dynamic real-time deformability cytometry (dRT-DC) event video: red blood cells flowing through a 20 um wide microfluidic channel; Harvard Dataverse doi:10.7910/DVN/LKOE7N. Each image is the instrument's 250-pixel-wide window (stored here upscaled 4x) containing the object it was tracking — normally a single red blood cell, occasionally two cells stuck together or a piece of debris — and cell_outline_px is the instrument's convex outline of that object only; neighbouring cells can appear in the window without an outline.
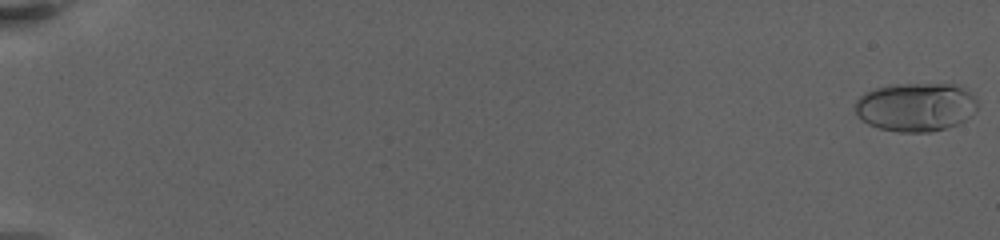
{"species": "human", "species_latin": "Homo sapiens", "temperature_condition": "warm", "stored_images_in_passage": 106, "camera_frame_rate_fps": 3000, "um_per_image_px": 0.085, "donor": {"sex": "female"}, "frame": {"image": 1, "passage_image": 1, "time_ms": 0.0, "image_size_px": [1000, 240], "cell_outline_px": [[976, 112], [964, 120], [956, 124], [932, 132], [900, 132], [880, 128], [868, 124], [856, 112], [856, 100], [864, 92], [876, 88], [896, 84], [960, 84], [976, 100]], "centroid_in_image_um": [77.85, 9.09], "position_along_channel_um": 7.1, "area_um2": 34.51}}
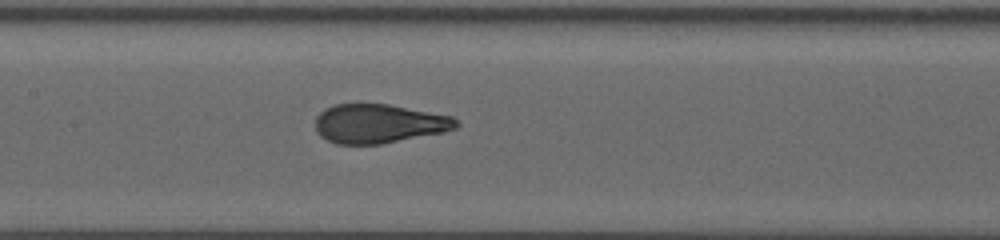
{"frame": {"image": 2, "passage_image": 69, "time_ms": 12.0, "image_size_px": [1000, 240], "cell_outline_px": [[460, 124], [456, 128], [444, 132], [380, 144], [336, 144], [320, 136], [316, 132], [316, 116], [324, 108], [336, 104], [388, 104], [452, 116]], "centroid_in_image_um": [32.19, 10.51], "position_along_channel_um": 175.2, "area_um2": 32.02}}
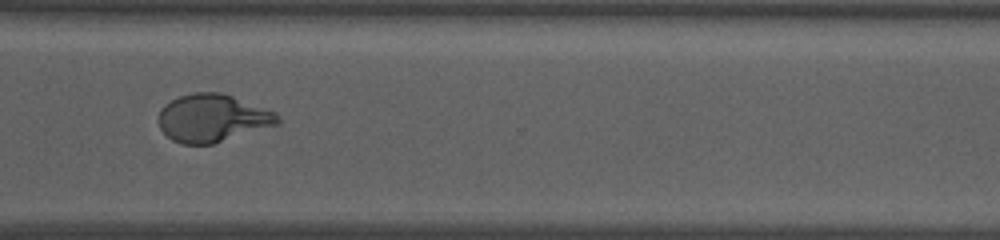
{"frame": {"image": 3, "passage_image": 105, "time_ms": 17.667, "image_size_px": [1000, 240], "cell_outline_px": [[280, 124], [212, 144], [180, 144], [172, 140], [160, 128], [160, 108], [164, 104], [180, 96], [196, 92], [220, 92], [232, 96], [276, 112], [280, 116]], "centroid_in_image_um": [18.08, 10.04], "position_along_channel_um": 352.5, "area_um2": 33.0}}